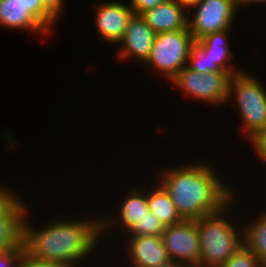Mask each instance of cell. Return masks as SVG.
<instances>
[{
    "instance_id": "5bb4252c",
    "label": "cell",
    "mask_w": 266,
    "mask_h": 267,
    "mask_svg": "<svg viewBox=\"0 0 266 267\" xmlns=\"http://www.w3.org/2000/svg\"><path fill=\"white\" fill-rule=\"evenodd\" d=\"M0 25L49 35V31L26 10L20 0H0Z\"/></svg>"
},
{
    "instance_id": "83f0119b",
    "label": "cell",
    "mask_w": 266,
    "mask_h": 267,
    "mask_svg": "<svg viewBox=\"0 0 266 267\" xmlns=\"http://www.w3.org/2000/svg\"><path fill=\"white\" fill-rule=\"evenodd\" d=\"M64 0H42L43 7L56 19L63 11V4Z\"/></svg>"
},
{
    "instance_id": "f1b7e54d",
    "label": "cell",
    "mask_w": 266,
    "mask_h": 267,
    "mask_svg": "<svg viewBox=\"0 0 266 267\" xmlns=\"http://www.w3.org/2000/svg\"><path fill=\"white\" fill-rule=\"evenodd\" d=\"M176 1L180 6H182L183 8H185L187 10V8H189L191 11V9L197 5L201 0H174Z\"/></svg>"
},
{
    "instance_id": "ffe728a7",
    "label": "cell",
    "mask_w": 266,
    "mask_h": 267,
    "mask_svg": "<svg viewBox=\"0 0 266 267\" xmlns=\"http://www.w3.org/2000/svg\"><path fill=\"white\" fill-rule=\"evenodd\" d=\"M165 226L150 211L127 232L136 236H161Z\"/></svg>"
},
{
    "instance_id": "e0dca14e",
    "label": "cell",
    "mask_w": 266,
    "mask_h": 267,
    "mask_svg": "<svg viewBox=\"0 0 266 267\" xmlns=\"http://www.w3.org/2000/svg\"><path fill=\"white\" fill-rule=\"evenodd\" d=\"M146 201L149 211L167 227L178 224L183 219L178 214L169 194L161 184L146 192Z\"/></svg>"
},
{
    "instance_id": "8992f818",
    "label": "cell",
    "mask_w": 266,
    "mask_h": 267,
    "mask_svg": "<svg viewBox=\"0 0 266 267\" xmlns=\"http://www.w3.org/2000/svg\"><path fill=\"white\" fill-rule=\"evenodd\" d=\"M231 76L229 72H207L201 74L185 66L171 82L193 98L220 105L228 102Z\"/></svg>"
},
{
    "instance_id": "277c9868",
    "label": "cell",
    "mask_w": 266,
    "mask_h": 267,
    "mask_svg": "<svg viewBox=\"0 0 266 267\" xmlns=\"http://www.w3.org/2000/svg\"><path fill=\"white\" fill-rule=\"evenodd\" d=\"M254 76L244 71L231 76L228 100L237 99L248 140L266 127V91Z\"/></svg>"
},
{
    "instance_id": "d6986e66",
    "label": "cell",
    "mask_w": 266,
    "mask_h": 267,
    "mask_svg": "<svg viewBox=\"0 0 266 267\" xmlns=\"http://www.w3.org/2000/svg\"><path fill=\"white\" fill-rule=\"evenodd\" d=\"M186 66L201 74L207 72H225L217 64L211 63L208 55L205 53V48L197 40H194L190 45Z\"/></svg>"
},
{
    "instance_id": "8fae6325",
    "label": "cell",
    "mask_w": 266,
    "mask_h": 267,
    "mask_svg": "<svg viewBox=\"0 0 266 267\" xmlns=\"http://www.w3.org/2000/svg\"><path fill=\"white\" fill-rule=\"evenodd\" d=\"M127 237V255L133 267H155L170 261L161 236Z\"/></svg>"
},
{
    "instance_id": "d4e9b609",
    "label": "cell",
    "mask_w": 266,
    "mask_h": 267,
    "mask_svg": "<svg viewBox=\"0 0 266 267\" xmlns=\"http://www.w3.org/2000/svg\"><path fill=\"white\" fill-rule=\"evenodd\" d=\"M21 248L0 250V267H19Z\"/></svg>"
},
{
    "instance_id": "52a82bcc",
    "label": "cell",
    "mask_w": 266,
    "mask_h": 267,
    "mask_svg": "<svg viewBox=\"0 0 266 267\" xmlns=\"http://www.w3.org/2000/svg\"><path fill=\"white\" fill-rule=\"evenodd\" d=\"M194 7L197 9L194 17H188V29L194 40L233 28L236 0H201Z\"/></svg>"
},
{
    "instance_id": "603a6c76",
    "label": "cell",
    "mask_w": 266,
    "mask_h": 267,
    "mask_svg": "<svg viewBox=\"0 0 266 267\" xmlns=\"http://www.w3.org/2000/svg\"><path fill=\"white\" fill-rule=\"evenodd\" d=\"M19 267H71L61 262L44 261L38 258H34L30 255L25 247L21 248V258Z\"/></svg>"
},
{
    "instance_id": "5b68a950",
    "label": "cell",
    "mask_w": 266,
    "mask_h": 267,
    "mask_svg": "<svg viewBox=\"0 0 266 267\" xmlns=\"http://www.w3.org/2000/svg\"><path fill=\"white\" fill-rule=\"evenodd\" d=\"M194 41L189 29L155 34L151 54L144 65H152L157 73L171 81L185 67Z\"/></svg>"
},
{
    "instance_id": "30bf717a",
    "label": "cell",
    "mask_w": 266,
    "mask_h": 267,
    "mask_svg": "<svg viewBox=\"0 0 266 267\" xmlns=\"http://www.w3.org/2000/svg\"><path fill=\"white\" fill-rule=\"evenodd\" d=\"M96 30L106 42L118 44L126 31L129 19L133 11L129 5L117 2L99 3L96 6Z\"/></svg>"
},
{
    "instance_id": "3957f363",
    "label": "cell",
    "mask_w": 266,
    "mask_h": 267,
    "mask_svg": "<svg viewBox=\"0 0 266 267\" xmlns=\"http://www.w3.org/2000/svg\"><path fill=\"white\" fill-rule=\"evenodd\" d=\"M233 200L232 198L217 213L196 220L200 242V267H219L243 245V229L238 233L240 231L224 217Z\"/></svg>"
},
{
    "instance_id": "7402d4cb",
    "label": "cell",
    "mask_w": 266,
    "mask_h": 267,
    "mask_svg": "<svg viewBox=\"0 0 266 267\" xmlns=\"http://www.w3.org/2000/svg\"><path fill=\"white\" fill-rule=\"evenodd\" d=\"M28 10L49 32L56 24V19L43 7L42 0H20Z\"/></svg>"
},
{
    "instance_id": "7a4b0ae2",
    "label": "cell",
    "mask_w": 266,
    "mask_h": 267,
    "mask_svg": "<svg viewBox=\"0 0 266 267\" xmlns=\"http://www.w3.org/2000/svg\"><path fill=\"white\" fill-rule=\"evenodd\" d=\"M24 221V247L34 258L75 267L98 246L102 219L57 220L41 229ZM97 244V245H96Z\"/></svg>"
},
{
    "instance_id": "4316f807",
    "label": "cell",
    "mask_w": 266,
    "mask_h": 267,
    "mask_svg": "<svg viewBox=\"0 0 266 267\" xmlns=\"http://www.w3.org/2000/svg\"><path fill=\"white\" fill-rule=\"evenodd\" d=\"M18 200L19 198L12 191L10 193V190L0 187V216L4 215Z\"/></svg>"
},
{
    "instance_id": "9a60e30c",
    "label": "cell",
    "mask_w": 266,
    "mask_h": 267,
    "mask_svg": "<svg viewBox=\"0 0 266 267\" xmlns=\"http://www.w3.org/2000/svg\"><path fill=\"white\" fill-rule=\"evenodd\" d=\"M131 190L128 194H126L127 196H125L126 198L124 199V201H122L123 203H121V209L119 208L118 213L119 219H112L109 221L104 219L105 221H101L102 234H104L105 230L109 229V224L110 227L112 226L113 228V225H118V223L121 228H124L123 230H126V232H128L137 223V221L141 220L145 214H148L149 209L146 201V193L141 189L136 190L135 188H133Z\"/></svg>"
},
{
    "instance_id": "4dcf8cb0",
    "label": "cell",
    "mask_w": 266,
    "mask_h": 267,
    "mask_svg": "<svg viewBox=\"0 0 266 267\" xmlns=\"http://www.w3.org/2000/svg\"><path fill=\"white\" fill-rule=\"evenodd\" d=\"M262 3V2H265L266 3V0H236V3H237V7L239 8L240 6H244V5H247V4H251V3Z\"/></svg>"
},
{
    "instance_id": "f546056e",
    "label": "cell",
    "mask_w": 266,
    "mask_h": 267,
    "mask_svg": "<svg viewBox=\"0 0 266 267\" xmlns=\"http://www.w3.org/2000/svg\"><path fill=\"white\" fill-rule=\"evenodd\" d=\"M155 267H193L192 265H189L187 263H184V262H177V261H169L165 264H162V265H158V266H155Z\"/></svg>"
},
{
    "instance_id": "9c48e42d",
    "label": "cell",
    "mask_w": 266,
    "mask_h": 267,
    "mask_svg": "<svg viewBox=\"0 0 266 267\" xmlns=\"http://www.w3.org/2000/svg\"><path fill=\"white\" fill-rule=\"evenodd\" d=\"M155 33L147 25L141 15L133 14L129 19L121 44L118 50L119 58H135L134 61L142 63L147 61L151 54Z\"/></svg>"
},
{
    "instance_id": "7c38bea8",
    "label": "cell",
    "mask_w": 266,
    "mask_h": 267,
    "mask_svg": "<svg viewBox=\"0 0 266 267\" xmlns=\"http://www.w3.org/2000/svg\"><path fill=\"white\" fill-rule=\"evenodd\" d=\"M174 0H168L141 14V17L155 34L188 29V17Z\"/></svg>"
},
{
    "instance_id": "4fadbf2b",
    "label": "cell",
    "mask_w": 266,
    "mask_h": 267,
    "mask_svg": "<svg viewBox=\"0 0 266 267\" xmlns=\"http://www.w3.org/2000/svg\"><path fill=\"white\" fill-rule=\"evenodd\" d=\"M28 213L24 202L18 200L0 216V250L24 247V221Z\"/></svg>"
},
{
    "instance_id": "cb8c5ba5",
    "label": "cell",
    "mask_w": 266,
    "mask_h": 267,
    "mask_svg": "<svg viewBox=\"0 0 266 267\" xmlns=\"http://www.w3.org/2000/svg\"><path fill=\"white\" fill-rule=\"evenodd\" d=\"M254 147L255 153L263 163L266 162V127L259 130L253 137L249 139Z\"/></svg>"
},
{
    "instance_id": "484cf974",
    "label": "cell",
    "mask_w": 266,
    "mask_h": 267,
    "mask_svg": "<svg viewBox=\"0 0 266 267\" xmlns=\"http://www.w3.org/2000/svg\"><path fill=\"white\" fill-rule=\"evenodd\" d=\"M166 1L168 0H131L129 5L133 14L141 15L142 13L155 8Z\"/></svg>"
},
{
    "instance_id": "44dd1931",
    "label": "cell",
    "mask_w": 266,
    "mask_h": 267,
    "mask_svg": "<svg viewBox=\"0 0 266 267\" xmlns=\"http://www.w3.org/2000/svg\"><path fill=\"white\" fill-rule=\"evenodd\" d=\"M219 267H264V264L243 243V245Z\"/></svg>"
},
{
    "instance_id": "ac0fdd59",
    "label": "cell",
    "mask_w": 266,
    "mask_h": 267,
    "mask_svg": "<svg viewBox=\"0 0 266 267\" xmlns=\"http://www.w3.org/2000/svg\"><path fill=\"white\" fill-rule=\"evenodd\" d=\"M243 230V243L263 263H266V212Z\"/></svg>"
},
{
    "instance_id": "ba28073f",
    "label": "cell",
    "mask_w": 266,
    "mask_h": 267,
    "mask_svg": "<svg viewBox=\"0 0 266 267\" xmlns=\"http://www.w3.org/2000/svg\"><path fill=\"white\" fill-rule=\"evenodd\" d=\"M161 238L171 261L200 267V242L196 220H183L167 226Z\"/></svg>"
},
{
    "instance_id": "2e32d148",
    "label": "cell",
    "mask_w": 266,
    "mask_h": 267,
    "mask_svg": "<svg viewBox=\"0 0 266 267\" xmlns=\"http://www.w3.org/2000/svg\"><path fill=\"white\" fill-rule=\"evenodd\" d=\"M230 30L231 29H226L224 31L210 33L197 41L205 48V53L208 55V59L211 63L217 64L223 71L234 75L241 72V70H236V67L227 64V62L229 63L234 57V53L229 51L230 47L227 41V32H230Z\"/></svg>"
},
{
    "instance_id": "6da1fadb",
    "label": "cell",
    "mask_w": 266,
    "mask_h": 267,
    "mask_svg": "<svg viewBox=\"0 0 266 267\" xmlns=\"http://www.w3.org/2000/svg\"><path fill=\"white\" fill-rule=\"evenodd\" d=\"M215 171L210 164L196 162L166 170L158 178L183 220H197L217 213L234 198V193Z\"/></svg>"
}]
</instances>
